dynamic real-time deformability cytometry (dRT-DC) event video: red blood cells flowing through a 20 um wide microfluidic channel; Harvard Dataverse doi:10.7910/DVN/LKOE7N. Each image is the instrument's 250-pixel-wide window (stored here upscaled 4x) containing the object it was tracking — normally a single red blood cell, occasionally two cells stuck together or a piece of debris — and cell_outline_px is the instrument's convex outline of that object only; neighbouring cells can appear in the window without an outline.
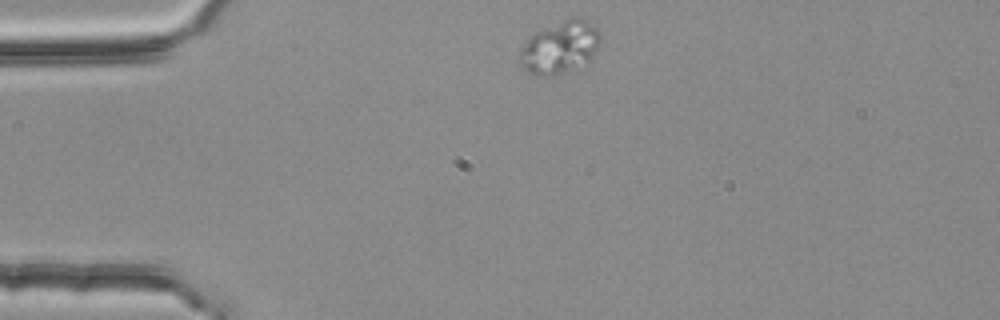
{"species": "common noctule bat (a hibernating species)", "species_latin": "Nyctalus noctula", "temperature_condition": "room temperature", "stored_images_in_passage": 2, "camera_frame_rate_fps": 3000, "um_per_image_px": 0.085, "animal": {"sex": "female", "body_mass_g": 25.1}, "frame": {"image": 1, "passage_image": 1, "time_ms": 0.0, "image_size_px": [1000, 320], "cell_outline_px": [[600, 44], [592, 56], [588, 60], [556, 76], [536, 76], [528, 72], [516, 60], [520, 48], [536, 32], [572, 16], [584, 20], [596, 28], [600, 36]], "centroid_in_image_um": [47.54, 4.05], "position_along_channel_um": 37.5, "area_um2": 24.28}}